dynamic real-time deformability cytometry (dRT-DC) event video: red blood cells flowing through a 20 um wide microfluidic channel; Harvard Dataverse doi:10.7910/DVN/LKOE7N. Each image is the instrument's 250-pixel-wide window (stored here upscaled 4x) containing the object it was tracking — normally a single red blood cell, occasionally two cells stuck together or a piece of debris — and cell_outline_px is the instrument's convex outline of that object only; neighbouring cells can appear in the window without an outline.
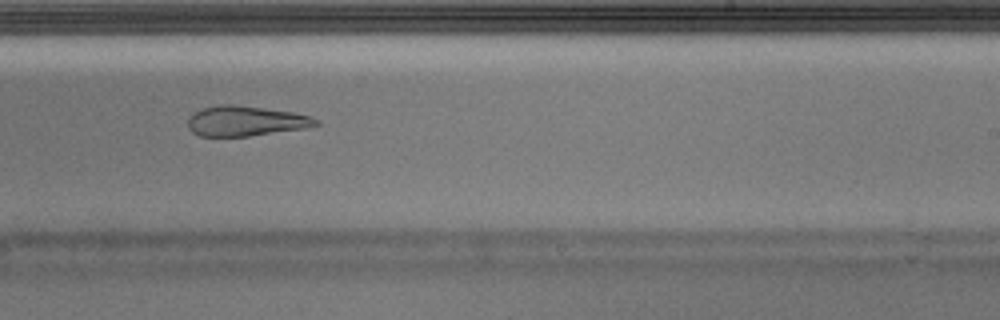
{"species": "Egyptian fruit bat (a non-hibernating species)", "species_latin": "Rousettus aegyptiacus", "temperature_condition": "warm", "stored_images_in_passage": 31, "camera_frame_rate_fps": 3000, "um_per_image_px": 0.085, "animal": {"sex": "male"}, "frame": {"image": 1, "passage_image": 14, "time_ms": 4.333, "image_size_px": [1000, 320], "cell_outline_px": [[320, 124], [304, 128], [248, 136], [200, 136], [192, 132], [188, 128], [188, 120], [196, 112], [204, 108], [220, 104], [232, 104], [264, 108], [292, 112], [308, 116], [320, 120]], "centroid_in_image_um": [20.88, 10.29], "position_along_channel_um": 268.1, "area_um2": 22.14}}
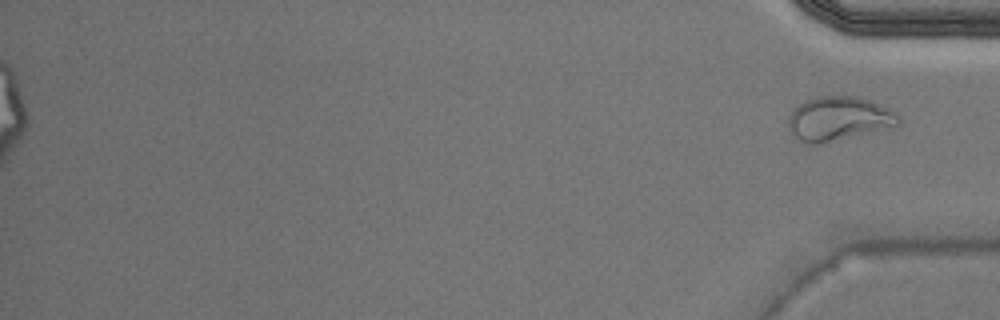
{"frame": {"image": 2, "passage_image": 31, "time_ms": 10.0, "image_size_px": [1000, 320], "cell_outline_px": [[900, 124], [816, 144], [808, 144], [792, 136], [788, 124], [788, 116], [792, 108], [804, 100], [820, 96], [856, 96], [868, 100], [888, 108], [896, 112], [900, 116]], "centroid_in_image_um": [71.21, 10.06], "position_along_channel_um": 364.0, "area_um2": 27.86}}